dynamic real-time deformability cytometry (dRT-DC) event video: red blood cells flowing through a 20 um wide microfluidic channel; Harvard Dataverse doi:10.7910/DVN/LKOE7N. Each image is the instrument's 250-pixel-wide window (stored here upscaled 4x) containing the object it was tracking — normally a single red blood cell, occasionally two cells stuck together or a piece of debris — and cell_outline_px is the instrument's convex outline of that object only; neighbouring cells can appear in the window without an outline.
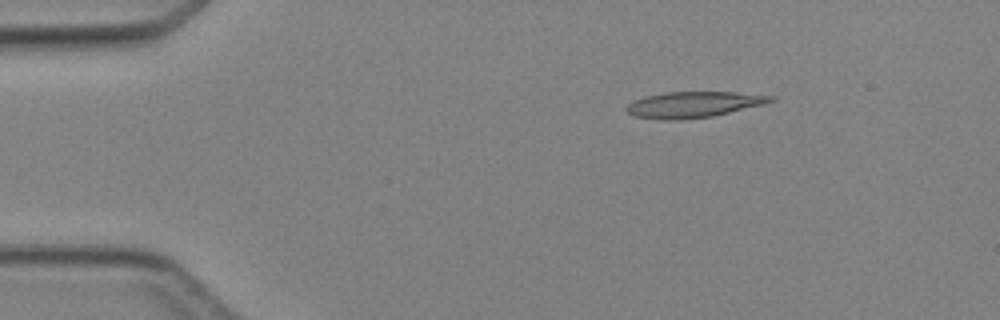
{"species": "Egyptian fruit bat (a non-hibernating species)", "species_latin": "Rousettus aegyptiacus", "temperature_condition": "cold", "stored_images_in_passage": 5, "camera_frame_rate_fps": 3000, "um_per_image_px": 0.085, "animal": {"sex": "female"}, "frame": {"image": 1, "passage_image": 2, "time_ms": 1.333, "image_size_px": [1000, 320], "cell_outline_px": [[776, 100], [764, 104], [712, 116], [680, 120], [664, 120], [636, 116], [628, 112], [624, 108], [628, 104], [644, 96], [664, 92], [736, 92], [776, 96]], "centroid_in_image_um": [58.96, 8.88], "position_along_channel_um": 26.0, "area_um2": 21.73}}
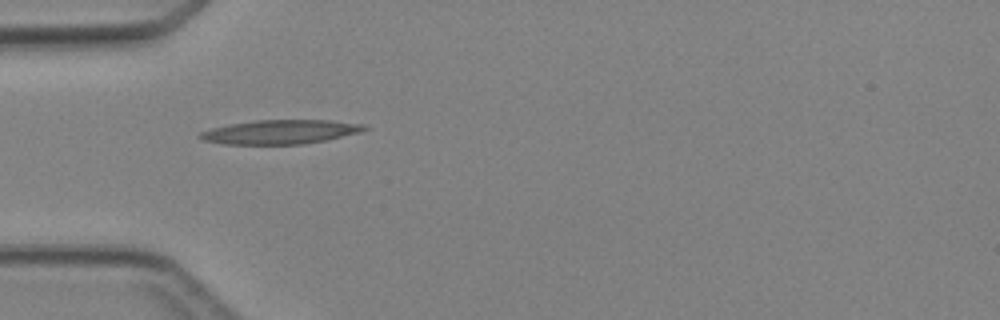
{"frame": {"image": 2, "passage_image": 4, "time_ms": 3.667, "image_size_px": [1000, 320], "cell_outline_px": [[372, 128], [360, 132], [324, 140], [304, 144], [224, 144], [204, 140], [196, 136], [200, 132], [212, 128], [232, 124], [256, 120], [328, 120], [364, 124]], "centroid_in_image_um": [23.85, 11.21], "position_along_channel_um": 61.1, "area_um2": 22.95}}
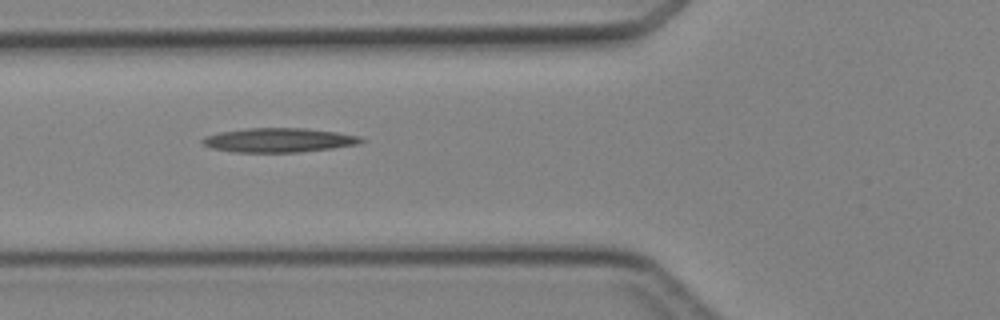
{"frame": {"image": 3, "passage_image": 5, "time_ms": 4.667, "image_size_px": [1000, 320], "cell_outline_px": [[368, 140], [360, 144], [332, 148], [300, 152], [232, 152], [212, 148], [204, 144], [200, 140], [204, 136], [220, 132], [248, 128], [304, 128], [336, 132], [360, 136]], "centroid_in_image_um": [23.73, 11.91], "position_along_channel_um": 102.1, "area_um2": 22.48}}